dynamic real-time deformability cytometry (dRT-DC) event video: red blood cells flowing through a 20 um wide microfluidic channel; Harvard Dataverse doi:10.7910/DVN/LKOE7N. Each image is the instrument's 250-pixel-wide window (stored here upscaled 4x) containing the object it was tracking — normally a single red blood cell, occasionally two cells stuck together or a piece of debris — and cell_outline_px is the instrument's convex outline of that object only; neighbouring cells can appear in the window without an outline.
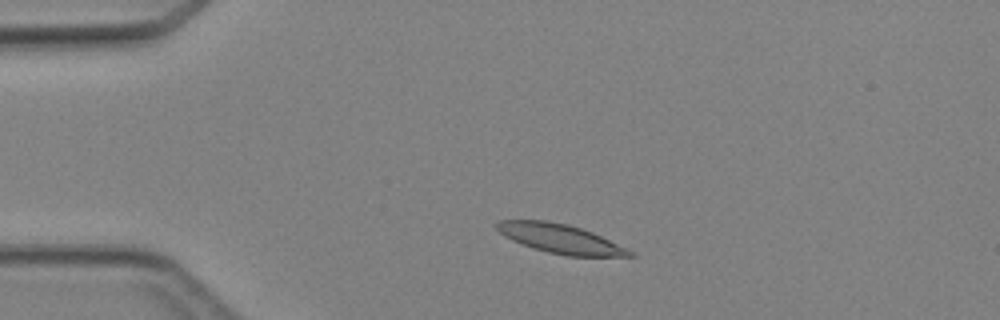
{"species": "Egyptian fruit bat (a non-hibernating species)", "species_latin": "Rousettus aegyptiacus", "temperature_condition": "cold", "stored_images_in_passage": 3, "camera_frame_rate_fps": 3000, "um_per_image_px": 0.085, "animal": {"sex": "female"}, "frame": {"image": 1, "passage_image": 1, "time_ms": 0.0, "image_size_px": [1000, 320], "cell_outline_px": [[636, 256], [568, 256], [548, 252], [532, 248], [512, 240], [504, 236], [492, 224], [500, 220], [544, 220], [568, 224], [592, 232], [632, 252]], "centroid_in_image_um": [47.54, 20.27], "position_along_channel_um": 37.5, "area_um2": 22.25}}
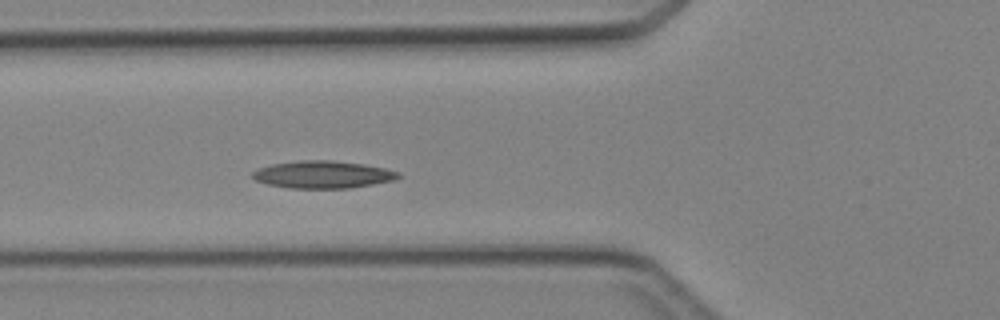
{"frame": {"image": 2, "passage_image": 3, "time_ms": 2.333, "image_size_px": [1000, 320], "cell_outline_px": [[400, 176], [396, 180], [348, 188], [288, 188], [268, 184], [256, 180], [252, 176], [252, 172], [260, 168], [272, 164], [304, 160], [332, 160], [364, 164], [384, 168], [400, 172]], "centroid_in_image_um": [27.47, 14.83], "position_along_channel_um": 98.3, "area_um2": 23.12}}